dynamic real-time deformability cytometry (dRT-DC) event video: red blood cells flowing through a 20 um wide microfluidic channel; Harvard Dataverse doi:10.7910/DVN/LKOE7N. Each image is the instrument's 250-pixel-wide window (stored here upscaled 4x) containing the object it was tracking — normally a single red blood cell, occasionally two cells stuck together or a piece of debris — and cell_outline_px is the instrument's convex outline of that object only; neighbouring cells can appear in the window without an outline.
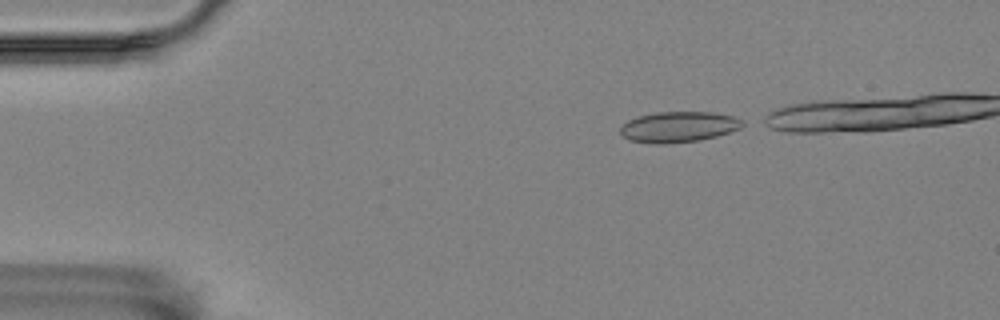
{"species": "Egyptian fruit bat (a non-hibernating species)", "species_latin": "Rousettus aegyptiacus", "temperature_condition": "room temperature", "stored_images_in_passage": 13, "camera_frame_rate_fps": 3000, "um_per_image_px": 0.085, "animal": {"sex": "female"}, "frame": {"image": 1, "passage_image": 1, "time_ms": 0.0, "image_size_px": [1000, 320], "cell_outline_px": [[748, 124], [740, 128], [716, 136], [700, 140], [664, 144], [656, 144], [628, 140], [620, 132], [620, 128], [628, 120], [636, 116], [656, 112], [712, 112], [732, 116], [744, 120]], "centroid_in_image_um": [57.69, 10.78], "position_along_channel_um": 27.3, "area_um2": 21.96}}
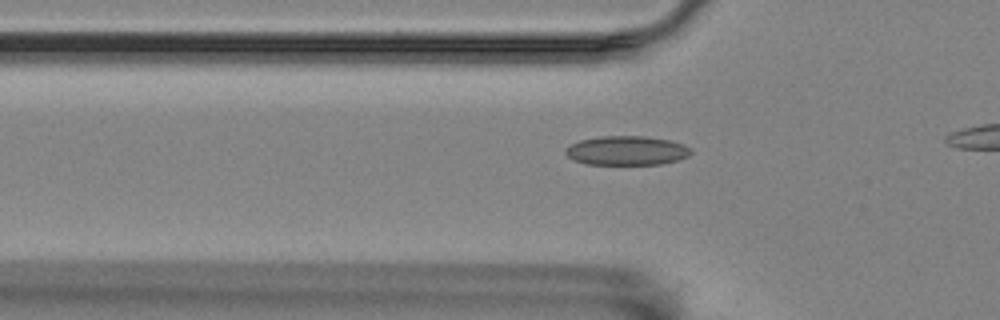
{"frame": {"image": 2, "passage_image": 10, "time_ms": 3.0, "image_size_px": [1000, 320], "cell_outline_px": [[692, 152], [688, 156], [676, 160], [660, 164], [584, 164], [572, 160], [564, 152], [564, 148], [580, 140], [600, 136], [644, 136], [672, 140], [684, 144], [692, 148]], "centroid_in_image_um": [53.26, 12.79], "position_along_channel_um": 72.5, "area_um2": 21.5}}